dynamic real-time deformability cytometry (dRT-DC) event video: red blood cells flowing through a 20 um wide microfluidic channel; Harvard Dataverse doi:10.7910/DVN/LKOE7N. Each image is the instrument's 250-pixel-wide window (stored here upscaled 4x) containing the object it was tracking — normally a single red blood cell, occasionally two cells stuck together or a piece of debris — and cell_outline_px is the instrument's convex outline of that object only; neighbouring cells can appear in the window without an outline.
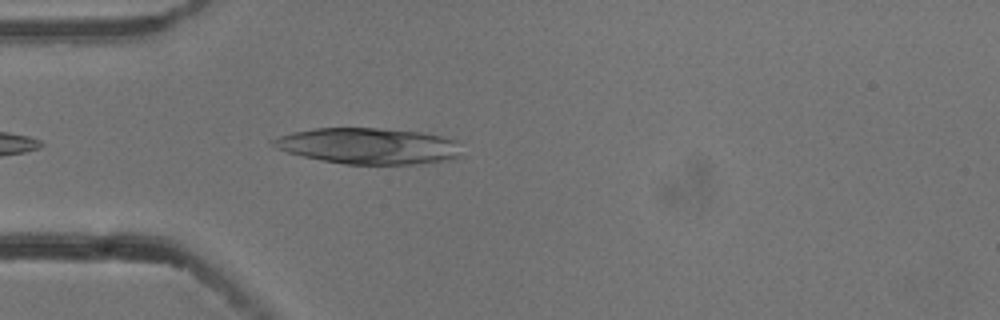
{"species": "common noctule bat (a hibernating species)", "species_latin": "Nyctalus noctula", "temperature_condition": "cold", "stored_images_in_passage": 4, "camera_frame_rate_fps": 3000, "um_per_image_px": 0.085, "animal": {"sex": "male", "body_mass_g": 13.3}, "frame": {"image": 1, "passage_image": 4, "time_ms": 1.0, "image_size_px": [1000, 320], "cell_outline_px": [[464, 156], [448, 160], [416, 164], [344, 164], [320, 160], [288, 152], [276, 148], [268, 140], [292, 132], [312, 128], [376, 128], [420, 132], [440, 136], [456, 140]], "centroid_in_image_um": [31.33, 12.41], "position_along_channel_um": 53.7, "area_um2": 39.77}}